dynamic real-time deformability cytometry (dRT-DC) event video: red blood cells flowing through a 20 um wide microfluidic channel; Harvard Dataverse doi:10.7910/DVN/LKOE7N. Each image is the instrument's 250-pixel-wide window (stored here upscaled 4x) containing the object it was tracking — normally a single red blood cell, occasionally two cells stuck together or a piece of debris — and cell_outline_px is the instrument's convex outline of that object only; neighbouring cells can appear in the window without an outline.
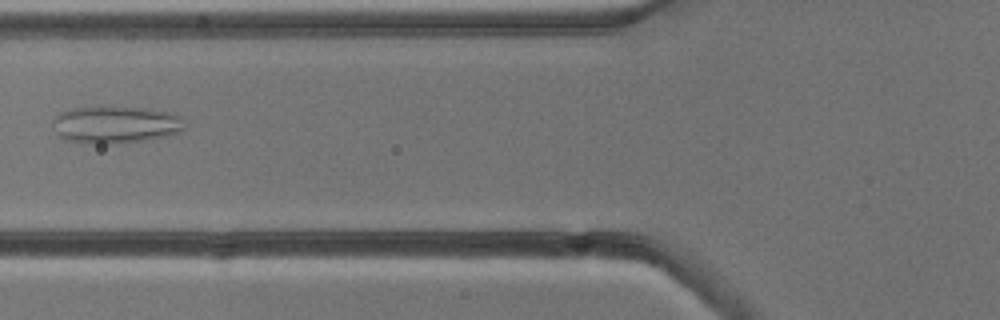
{"species": "common noctule bat (a hibernating species)", "species_latin": "Nyctalus noctula", "temperature_condition": "cold", "stored_images_in_passage": 6, "camera_frame_rate_fps": 3000, "um_per_image_px": 0.085, "animal": {"sex": "male", "body_mass_g": 13.3}, "frame": {"image": 1, "passage_image": 6, "time_ms": 5.667, "image_size_px": [1000, 320], "cell_outline_px": [[184, 128], [180, 132], [168, 136], [120, 144], [80, 144], [64, 140], [56, 132], [52, 120], [60, 112], [72, 108], [144, 108], [172, 112], [180, 116]], "centroid_in_image_um": [9.8, 10.63], "position_along_channel_um": 116.0, "area_um2": 28.67}}